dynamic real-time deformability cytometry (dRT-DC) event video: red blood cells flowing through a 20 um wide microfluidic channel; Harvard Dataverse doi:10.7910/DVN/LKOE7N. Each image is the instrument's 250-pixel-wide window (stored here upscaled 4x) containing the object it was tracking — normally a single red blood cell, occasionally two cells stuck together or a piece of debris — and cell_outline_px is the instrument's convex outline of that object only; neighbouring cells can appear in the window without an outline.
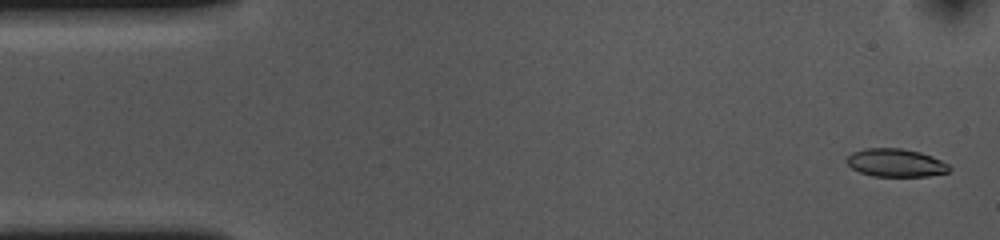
{"species": "common noctule bat (a hibernating species)", "species_latin": "Nyctalus noctula", "temperature_condition": "cold", "stored_images_in_passage": 54, "camera_frame_rate_fps": 3000, "um_per_image_px": 0.085, "animal": {"sex": "female", "body_mass_g": 10.0, "forearm_length_mm": 53.1}, "frame": {"image": 1, "passage_image": 2, "time_ms": 0.333, "image_size_px": [1000, 240], "cell_outline_px": [[952, 168], [948, 172], [928, 176], [872, 176], [860, 172], [852, 168], [844, 160], [852, 152], [864, 148], [900, 148], [920, 152], [932, 156], [948, 164]], "centroid_in_image_um": [76.12, 13.83], "position_along_channel_um": 8.9, "area_um2": 16.82}}
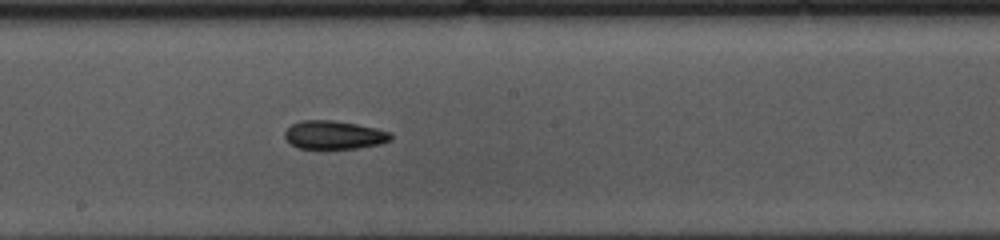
{"frame": {"image": 2, "passage_image": 28, "time_ms": 9.0, "image_size_px": [1000, 240], "cell_outline_px": [[392, 140], [380, 144], [356, 148], [296, 148], [284, 136], [284, 132], [292, 124], [300, 120], [332, 120], [356, 124], [376, 128], [392, 132]], "centroid_in_image_um": [28.41, 11.46], "position_along_channel_um": 219.8, "area_um2": 17.51}}
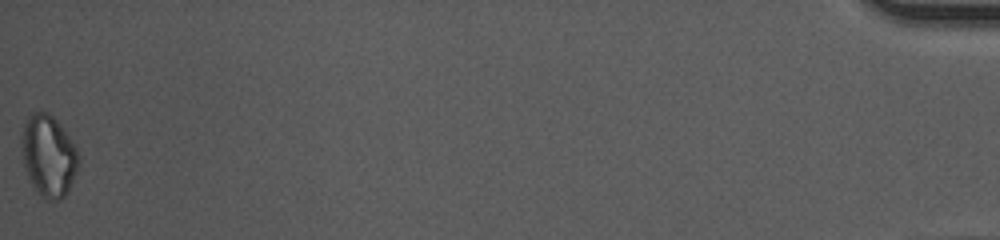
{"frame": {"image": 3, "passage_image": 54, "time_ms": 17.667, "image_size_px": [1000, 240], "cell_outline_px": [[80, 160], [76, 172], [68, 192], [60, 200], [48, 200], [32, 184], [28, 176], [24, 164], [20, 144], [20, 132], [28, 116], [32, 112], [48, 112], [60, 124], [76, 148]], "centroid_in_image_um": [4.11, 13.21], "position_along_channel_um": 431.1, "area_um2": 26.93}, "authors_computed_cell_mechanics": {"area_um2": 18.0047, "velocity_mm_per_s": 3.6556, "shape_relaxation_time_tau1_ms": 3.9255, "shape_relaxation_time_tau2_ms": 10.8557, "deformation_change_tau1": 0.1089, "deformation_change_tau2": 0.1535}}